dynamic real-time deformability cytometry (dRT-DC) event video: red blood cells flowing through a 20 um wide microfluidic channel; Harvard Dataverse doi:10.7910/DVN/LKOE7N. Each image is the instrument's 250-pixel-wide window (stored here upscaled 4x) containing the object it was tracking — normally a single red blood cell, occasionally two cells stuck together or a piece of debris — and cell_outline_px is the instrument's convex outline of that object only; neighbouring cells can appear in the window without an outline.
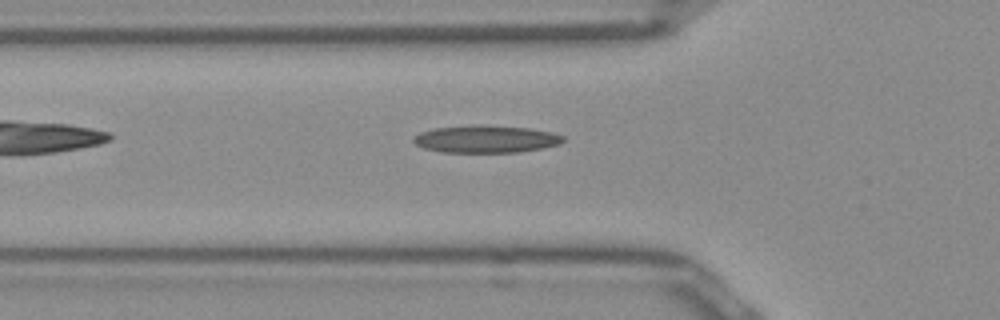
{"species": "Egyptian fruit bat (a non-hibernating species)", "species_latin": "Rousettus aegyptiacus", "temperature_condition": "room temperature", "stored_images_in_passage": 36, "camera_frame_rate_fps": 3000, "um_per_image_px": 0.085, "frame": {"image": 1, "passage_image": 2, "time_ms": 0.333, "image_size_px": [1000, 320], "cell_outline_px": [[564, 140], [560, 144], [520, 152], [444, 152], [424, 148], [416, 144], [412, 140], [412, 136], [420, 132], [432, 128], [480, 124], [484, 124], [528, 128], [552, 132], [564, 136]], "centroid_in_image_um": [41.27, 11.8], "position_along_channel_um": 84.5, "area_um2": 24.04}}
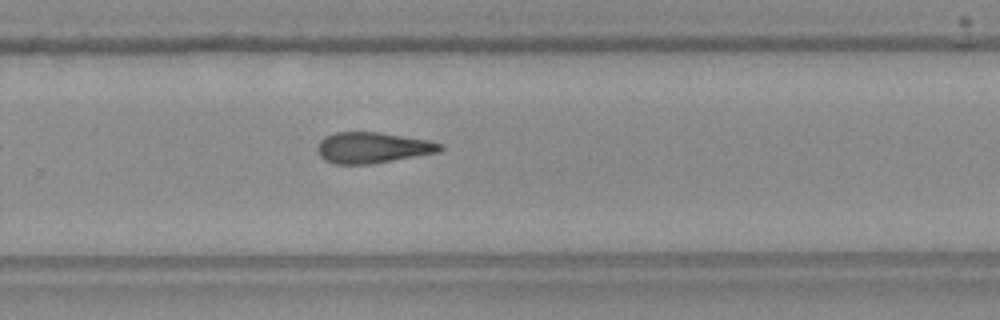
{"frame": {"image": 2, "passage_image": 18, "time_ms": 5.667, "image_size_px": [1000, 320], "cell_outline_px": [[444, 148], [440, 152], [368, 164], [336, 164], [324, 160], [320, 156], [316, 148], [316, 144], [324, 136], [336, 132], [380, 132], [428, 140], [444, 144]], "centroid_in_image_um": [31.65, 12.54], "position_along_channel_um": 298.1, "area_um2": 22.2}}
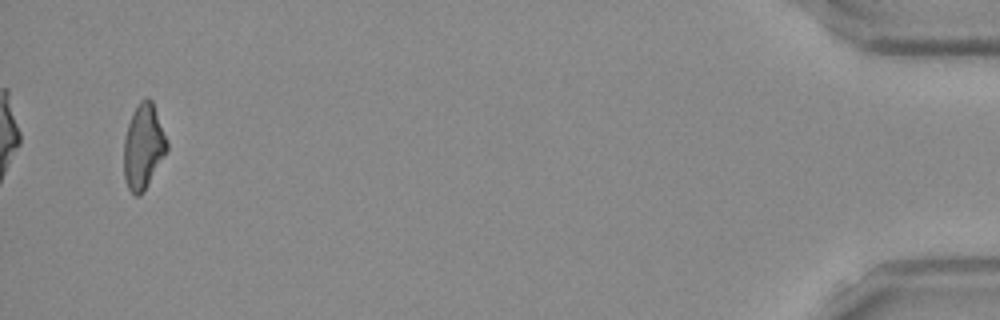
{"frame": {"image": 3, "passage_image": 34, "time_ms": 11.0, "image_size_px": [1000, 320], "cell_outline_px": [[168, 148], [164, 156], [144, 192], [140, 196], [136, 196], [128, 188], [124, 176], [124, 140], [128, 124], [132, 112], [140, 100], [148, 96], [152, 100], [168, 140]], "centroid_in_image_um": [12.19, 12.44], "position_along_channel_um": 423.0, "area_um2": 21.44}}